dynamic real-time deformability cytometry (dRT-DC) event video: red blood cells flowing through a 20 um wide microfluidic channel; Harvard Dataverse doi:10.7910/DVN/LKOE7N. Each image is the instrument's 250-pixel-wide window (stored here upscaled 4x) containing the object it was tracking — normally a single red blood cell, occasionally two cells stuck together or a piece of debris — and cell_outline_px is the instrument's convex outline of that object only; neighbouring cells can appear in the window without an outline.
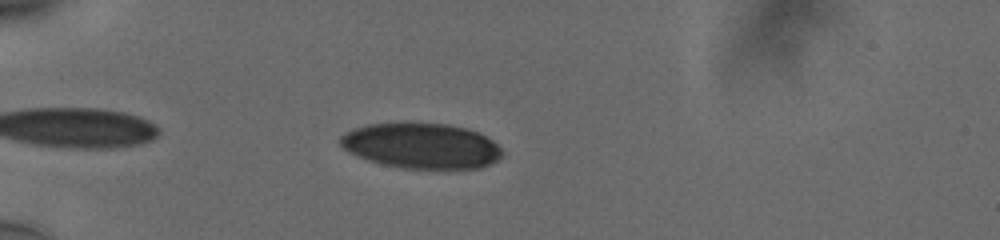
{"species": "human", "species_latin": "Homo sapiens", "temperature_condition": "cold", "stored_images_in_passage": 40, "camera_frame_rate_fps": 3000, "um_per_image_px": 0.085, "donor": {"sex": "male"}, "frame": {"image": 1, "passage_image": 5, "time_ms": 1.333, "image_size_px": [1000, 240], "cell_outline_px": [[504, 152], [492, 164], [480, 168], [404, 168], [384, 164], [368, 160], [348, 152], [340, 144], [340, 136], [344, 132], [352, 128], [368, 124], [400, 120], [408, 120], [448, 124], [464, 128], [476, 132], [492, 140]], "centroid_in_image_um": [35.76, 12.34], "position_along_channel_um": 49.2, "area_um2": 43.58}}
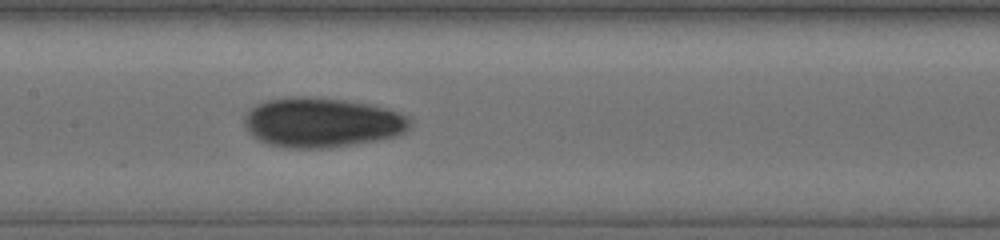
{"frame": {"image": 2, "passage_image": 18, "time_ms": 5.667, "image_size_px": [1000, 240], "cell_outline_px": [[412, 124], [404, 132], [396, 136], [380, 140], [356, 144], [328, 148], [288, 148], [268, 144], [252, 136], [248, 132], [244, 124], [244, 120], [248, 112], [252, 108], [268, 100], [304, 96], [344, 100], [368, 104], [388, 108], [400, 112], [408, 116], [412, 120]], "centroid_in_image_um": [27.42, 10.43], "position_along_channel_um": 180.0, "area_um2": 47.97}}
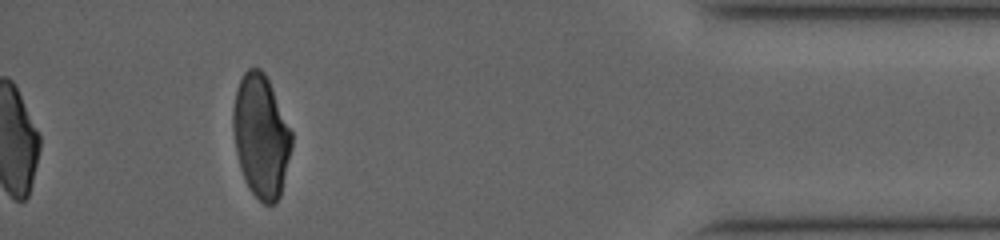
{"frame": {"image": 3, "passage_image": 40, "time_ms": 13.0, "image_size_px": [1000, 240], "cell_outline_px": [[292, 144], [280, 196], [276, 204], [264, 204], [248, 188], [244, 180], [240, 168], [236, 152], [232, 128], [232, 108], [236, 88], [244, 72], [248, 68], [260, 68], [264, 72], [272, 88], [292, 132]], "centroid_in_image_um": [22.16, 11.56], "position_along_channel_um": 413.0, "area_um2": 41.96}, "authors_computed_cell_mechanics": {"area_um2": 44.506, "velocity_mm_per_s": 3.7821, "shape_relaxation_time_tau1_ms": 6.6814, "shape_relaxation_time_tau2_ms": 3.0803, "deformation_change_tau1": 0.1628, "deformation_change_tau2": 0.0704}}